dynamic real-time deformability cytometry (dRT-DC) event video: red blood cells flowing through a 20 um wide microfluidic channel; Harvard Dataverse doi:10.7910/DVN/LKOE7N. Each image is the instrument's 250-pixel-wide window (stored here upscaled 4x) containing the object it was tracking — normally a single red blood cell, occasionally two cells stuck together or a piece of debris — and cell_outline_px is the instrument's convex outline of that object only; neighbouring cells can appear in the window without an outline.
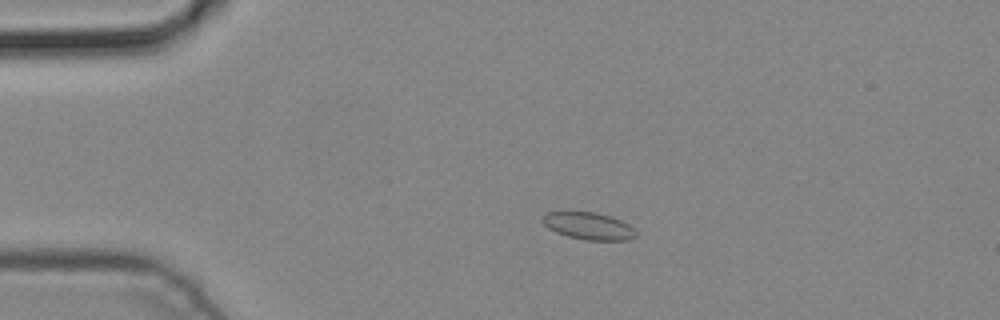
{"species": "common noctule bat (a hibernating species)", "species_latin": "Nyctalus noctula", "temperature_condition": "cold", "stored_images_in_passage": 4, "camera_frame_rate_fps": 3000, "um_per_image_px": 0.085, "animal": {"sex": "male", "body_mass_g": 19.2, "forearm_length_mm": 51.8}, "frame": {"image": 1, "passage_image": 4, "time_ms": 1.0, "image_size_px": [1000, 320], "cell_outline_px": [[636, 236], [632, 240], [584, 240], [568, 236], [556, 232], [548, 228], [540, 220], [548, 212], [596, 212], [612, 216], [628, 224], [636, 232]], "centroid_in_image_um": [50.04, 19.21], "position_along_channel_um": 35.0, "area_um2": 14.8}}